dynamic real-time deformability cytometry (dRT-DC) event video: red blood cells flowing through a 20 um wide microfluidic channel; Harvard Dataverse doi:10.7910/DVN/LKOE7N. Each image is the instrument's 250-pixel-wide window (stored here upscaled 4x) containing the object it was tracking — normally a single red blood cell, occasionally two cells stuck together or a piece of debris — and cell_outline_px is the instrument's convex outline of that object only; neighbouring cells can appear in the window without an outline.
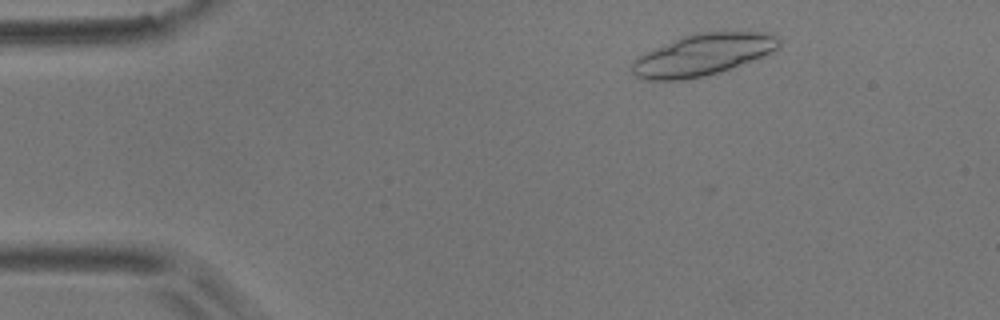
{"species": "common noctule bat (a hibernating species)", "species_latin": "Nyctalus noctula", "temperature_condition": "room temperature", "stored_images_in_passage": 6, "camera_frame_rate_fps": 3000, "um_per_image_px": 0.085, "animal": {"sex": "male", "body_mass_g": 17.9}, "frame": {"image": 1, "passage_image": 3, "time_ms": 2.333, "image_size_px": [1000, 320], "cell_outline_px": [[780, 48], [772, 52], [752, 60], [720, 72], [704, 76], [684, 80], [648, 80], [636, 76], [632, 72], [632, 60], [648, 52], [684, 36], [696, 32], [764, 32], [780, 36]], "centroid_in_image_um": [59.79, 4.66], "position_along_channel_um": 25.2, "area_um2": 35.26}}